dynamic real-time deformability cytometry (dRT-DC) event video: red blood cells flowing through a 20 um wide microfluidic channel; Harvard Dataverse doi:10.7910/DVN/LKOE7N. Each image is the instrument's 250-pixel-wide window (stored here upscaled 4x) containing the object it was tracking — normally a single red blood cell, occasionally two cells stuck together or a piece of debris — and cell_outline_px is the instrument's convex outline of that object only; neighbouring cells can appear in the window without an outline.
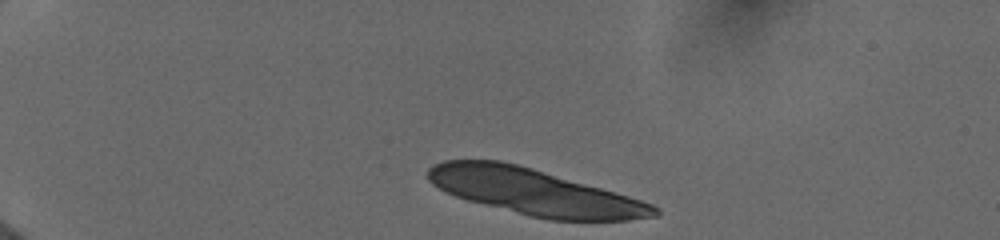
{"species": "human", "species_latin": "Homo sapiens", "temperature_condition": "cold", "stored_images_in_passage": 18, "camera_frame_rate_fps": 3000, "um_per_image_px": 0.085, "donor": {"sex": "female"}, "frame": {"image": 1, "passage_image": 1, "time_ms": 0.0, "image_size_px": [1000, 240], "cell_outline_px": [[660, 212], [656, 216], [628, 220], [548, 220], [528, 216], [468, 200], [456, 196], [432, 184], [428, 180], [428, 168], [432, 164], [444, 160], [500, 160], [532, 168], [628, 196], [652, 204], [660, 208]], "centroid_in_image_um": [45.41, 16.32], "position_along_channel_um": 39.6, "area_um2": 60.17}}
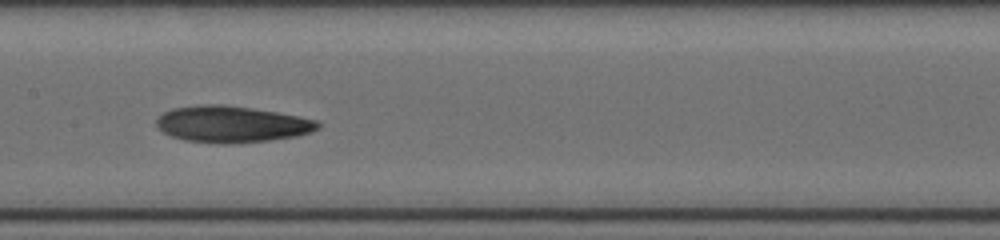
{"frame": {"image": 2, "passage_image": 8, "time_ms": 6.0, "image_size_px": [1000, 240], "cell_outline_px": [[320, 128], [296, 136], [268, 140], [224, 144], [220, 144], [184, 140], [172, 136], [164, 132], [156, 124], [156, 120], [164, 112], [172, 108], [200, 104], [220, 104], [276, 112], [316, 120], [320, 124]], "centroid_in_image_um": [19.66, 10.55], "position_along_channel_um": 187.7, "area_um2": 33.87}}
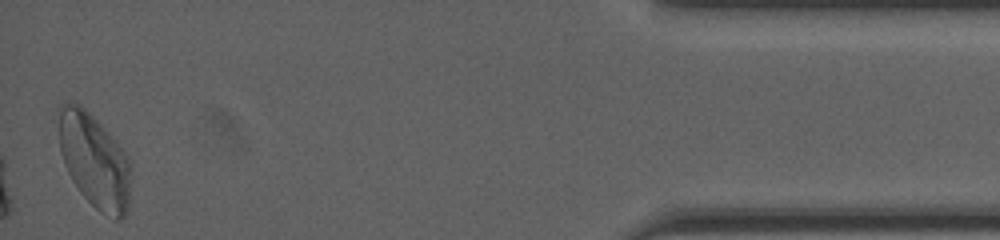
{"frame": {"image": 3, "passage_image": 18, "time_ms": 13.667, "image_size_px": [1000, 240], "cell_outline_px": [[132, 168], [128, 208], [124, 216], [120, 220], [116, 220], [100, 212], [80, 192], [72, 180], [64, 164], [60, 152], [56, 108], [60, 104], [80, 104], [116, 140], [128, 156], [132, 164]], "centroid_in_image_um": [8.02, 13.66], "position_along_channel_um": 427.2, "area_um2": 40.11}, "authors_computed_cell_mechanics": {"area_um2": 34.7956, "velocity_mm_per_s": 3.9446, "shape_relaxation_time_tau1_ms": 4.8049, "shape_relaxation_time_tau2_ms": 3.2667, "deformation_change_tau1": 0.1611, "deformation_change_tau2": 0.0977}}